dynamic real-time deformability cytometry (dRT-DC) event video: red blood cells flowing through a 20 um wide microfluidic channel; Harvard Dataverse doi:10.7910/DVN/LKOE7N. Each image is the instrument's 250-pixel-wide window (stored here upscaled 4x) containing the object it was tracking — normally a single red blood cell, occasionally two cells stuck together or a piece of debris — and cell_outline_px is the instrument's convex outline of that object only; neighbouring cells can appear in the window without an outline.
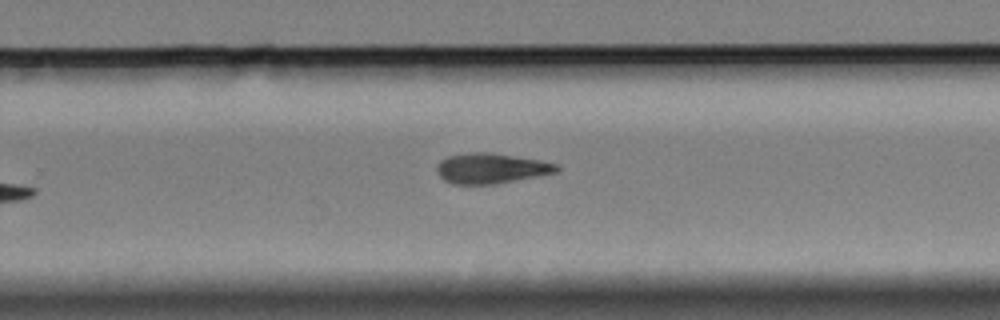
{"species": "Egyptian fruit bat (a non-hibernating species)", "species_latin": "Rousettus aegyptiacus", "temperature_condition": "cold", "stored_images_in_passage": 9, "camera_frame_rate_fps": 3000, "um_per_image_px": 0.085, "animal": {"sex": "female"}, "frame": {"image": 1, "passage_image": 9, "time_ms": 2.667, "image_size_px": [1000, 320], "cell_outline_px": [[560, 168], [556, 172], [496, 184], [452, 184], [444, 180], [440, 176], [436, 168], [440, 160], [448, 156], [468, 152], [488, 152], [540, 160], [556, 164]], "centroid_in_image_um": [41.71, 14.31], "position_along_channel_um": 288.1, "area_um2": 20.98}}